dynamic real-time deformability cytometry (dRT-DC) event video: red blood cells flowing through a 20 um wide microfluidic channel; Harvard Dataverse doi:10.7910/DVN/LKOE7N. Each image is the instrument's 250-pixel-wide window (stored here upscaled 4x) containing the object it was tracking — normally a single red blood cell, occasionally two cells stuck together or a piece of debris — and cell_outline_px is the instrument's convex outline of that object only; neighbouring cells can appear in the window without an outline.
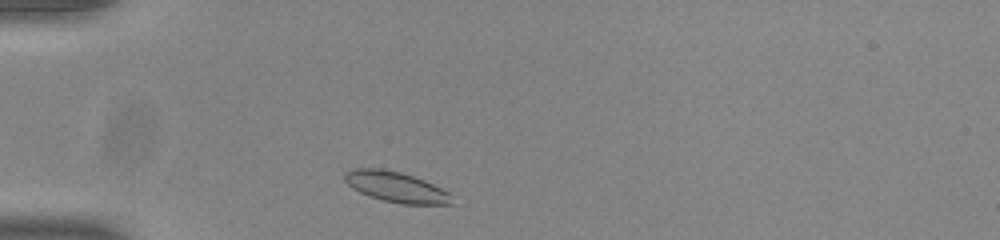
{"species": "common noctule bat (a hibernating species)", "species_latin": "Nyctalus noctula", "temperature_condition": "room temperature", "stored_images_in_passage": 33, "camera_frame_rate_fps": 3000, "um_per_image_px": 0.085, "animal": {"sex": "male", "body_mass_g": 20.0, "forearm_length_mm": 53.3}, "frame": {"image": 1, "passage_image": 2, "time_ms": 0.333, "image_size_px": [1000, 240], "cell_outline_px": [[456, 204], [400, 204], [368, 196], [352, 188], [344, 180], [344, 172], [352, 168], [380, 168], [400, 172], [424, 180], [448, 192]], "centroid_in_image_um": [33.64, 15.89], "position_along_channel_um": 51.4, "area_um2": 19.02}}
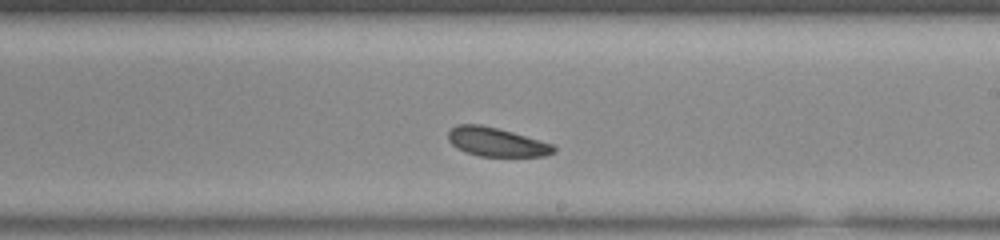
{"frame": {"image": 2, "passage_image": 19, "time_ms": 6.0, "image_size_px": [1000, 240], "cell_outline_px": [[556, 152], [544, 156], [480, 156], [464, 152], [456, 148], [448, 140], [448, 132], [456, 124], [480, 124], [512, 132], [556, 144]], "centroid_in_image_um": [42.22, 12.07], "position_along_channel_um": 246.8, "area_um2": 17.92}}
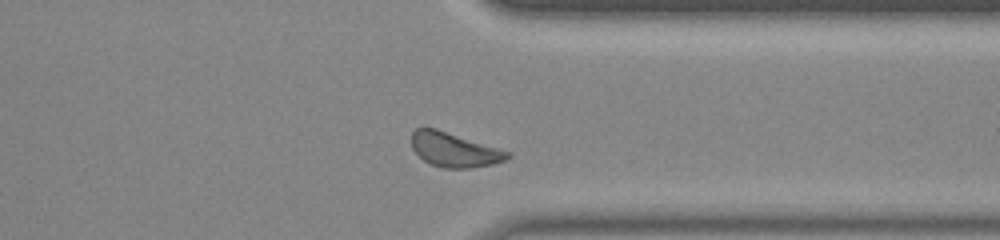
{"frame": {"image": 3, "passage_image": 29, "time_ms": 9.333, "image_size_px": [1000, 240], "cell_outline_px": [[512, 156], [504, 160], [492, 164], [468, 168], [444, 168], [432, 164], [424, 160], [412, 148], [412, 132], [416, 128], [436, 128], [512, 152]], "centroid_in_image_um": [38.64, 12.72], "position_along_channel_um": 372.8, "area_um2": 19.07}, "authors_computed_cell_mechanics": {"area_um2": 18.6116, "velocity_mm_per_s": 3.7855, "shape_relaxation_time_tau1_ms": 3.1247, "shape_relaxation_time_tau2_ms": 3.2811, "deformation_change_tau1": 0.0855, "deformation_change_tau2": 0.0823}}